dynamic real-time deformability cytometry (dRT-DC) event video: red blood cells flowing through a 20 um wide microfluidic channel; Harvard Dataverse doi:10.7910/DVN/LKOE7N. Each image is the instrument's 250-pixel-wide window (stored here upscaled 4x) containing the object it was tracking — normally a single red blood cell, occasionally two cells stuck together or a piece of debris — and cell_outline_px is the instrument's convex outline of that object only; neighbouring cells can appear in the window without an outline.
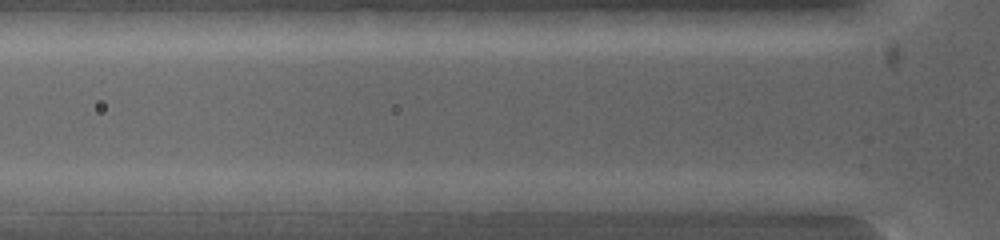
{"species": "common noctule bat (a hibernating species)", "species_latin": "Nyctalus noctula", "temperature_condition": "warm", "stored_images_in_passage": 5, "segment_of_instrument_passage": [1, 2], "camera_frame_rate_fps": 5000, "um_per_image_px": 0.085, "animal": {"sex": "female", "body_mass_g": 19.0, "forearm_length_mm": 53.3}, "frame": {"image": 1, "passage_image": 4, "time_ms": 1.0, "image_size_px": [1000, 240], "cell_outline_px": [[560, 200], [540, 212], [468, 216], [436, 216], [404, 212], [408, 200], [412, 192], [480, 192]], "centroid_in_image_um": [40.23, 17.34], "position_along_channel_um": 85.6, "area_um2": 21.27}}